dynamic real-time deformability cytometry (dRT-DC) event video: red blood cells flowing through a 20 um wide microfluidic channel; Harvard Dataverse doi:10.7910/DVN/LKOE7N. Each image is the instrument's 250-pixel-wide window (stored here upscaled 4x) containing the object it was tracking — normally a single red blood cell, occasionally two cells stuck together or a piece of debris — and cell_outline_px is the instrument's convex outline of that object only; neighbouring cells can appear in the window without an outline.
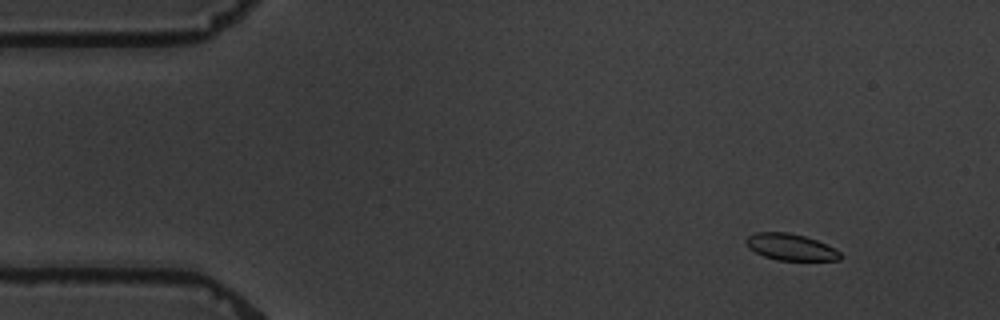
{"species": "common noctule bat (a hibernating species)", "species_latin": "Nyctalus noctula", "temperature_condition": "warm", "stored_images_in_passage": 5, "camera_frame_rate_fps": 3000, "um_per_image_px": 0.085, "animal": {"sex": "male", "body_mass_g": 19.5, "forearm_length_mm": 54.6}, "frame": {"image": 1, "passage_image": 1, "time_ms": 0.0, "image_size_px": [1000, 320], "cell_outline_px": [[840, 260], [776, 260], [764, 256], [748, 248], [744, 240], [748, 236], [756, 232], [788, 232], [804, 236], [816, 240], [840, 252]], "centroid_in_image_um": [67.14, 20.99], "position_along_channel_um": 17.9, "area_um2": 14.39}}
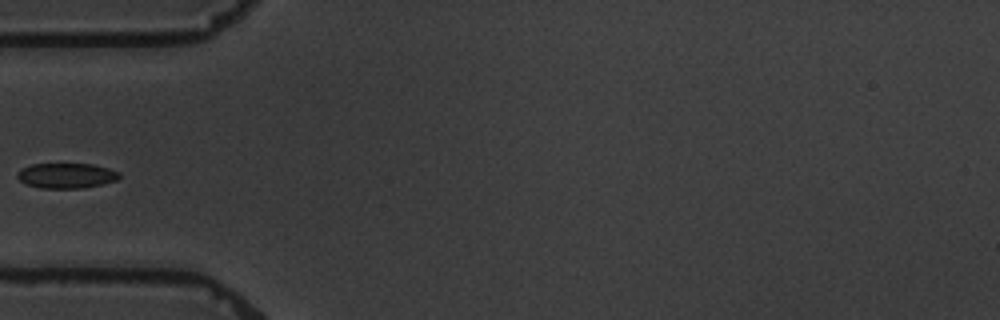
{"frame": {"image": 2, "passage_image": 4, "time_ms": 4.333, "image_size_px": [1000, 320], "cell_outline_px": [[120, 176], [116, 180], [84, 188], [40, 188], [28, 184], [20, 180], [16, 176], [16, 172], [32, 164], [92, 164], [108, 168], [120, 172]], "centroid_in_image_um": [5.64, 14.92], "position_along_channel_um": 79.4, "area_um2": 14.8}}
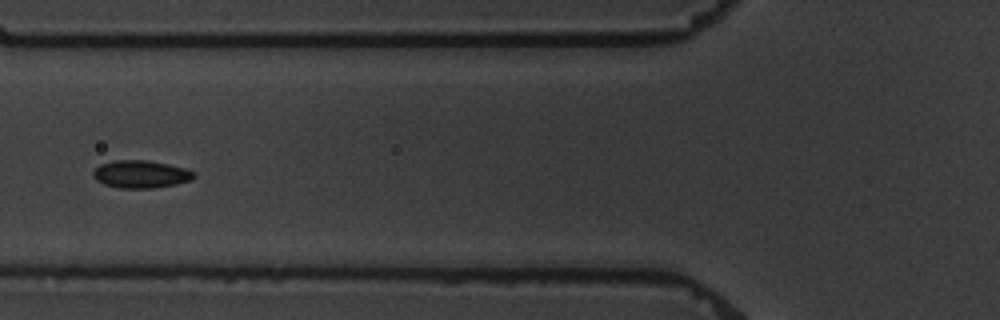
{"frame": {"image": 3, "passage_image": 5, "time_ms": 5.333, "image_size_px": [1000, 320], "cell_outline_px": [[196, 176], [192, 180], [176, 184], [152, 188], [120, 188], [104, 184], [96, 180], [92, 176], [92, 172], [100, 164], [112, 160], [148, 160], [168, 164], [184, 168], [196, 172]], "centroid_in_image_um": [11.97, 14.8], "position_along_channel_um": 113.8, "area_um2": 16.36}}